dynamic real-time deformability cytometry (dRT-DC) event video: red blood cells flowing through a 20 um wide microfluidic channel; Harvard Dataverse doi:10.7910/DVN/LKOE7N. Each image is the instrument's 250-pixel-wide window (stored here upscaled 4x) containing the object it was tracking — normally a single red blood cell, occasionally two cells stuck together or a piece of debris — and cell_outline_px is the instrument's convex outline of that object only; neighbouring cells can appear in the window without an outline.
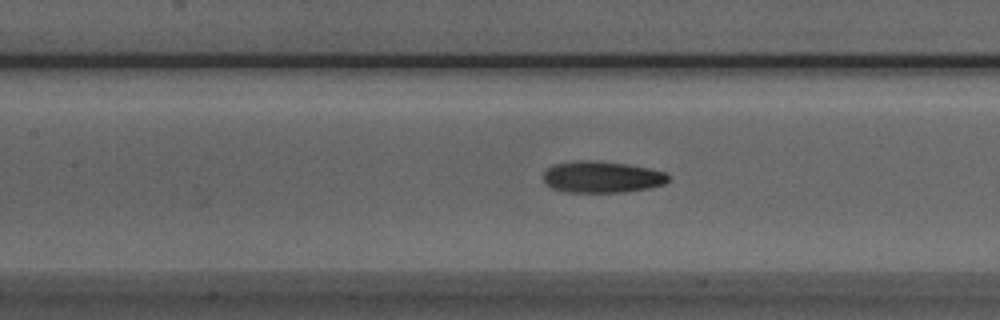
{"species": "Egyptian fruit bat (a non-hibernating species)", "species_latin": "Rousettus aegyptiacus", "temperature_condition": "room temperature", "stored_images_in_passage": 44, "camera_frame_rate_fps": 3000, "um_per_image_px": 0.085, "animal": {"sex": "male"}, "frame": {"image": 1, "passage_image": 22, "time_ms": 7.0, "image_size_px": [1000, 320], "cell_outline_px": [[668, 180], [664, 184], [652, 188], [624, 192], [568, 192], [552, 188], [544, 184], [544, 172], [548, 168], [556, 164], [576, 160], [584, 160], [628, 164], [648, 168], [664, 172], [668, 176]], "centroid_in_image_um": [51.16, 15.05], "position_along_channel_um": 156.2, "area_um2": 22.89}}
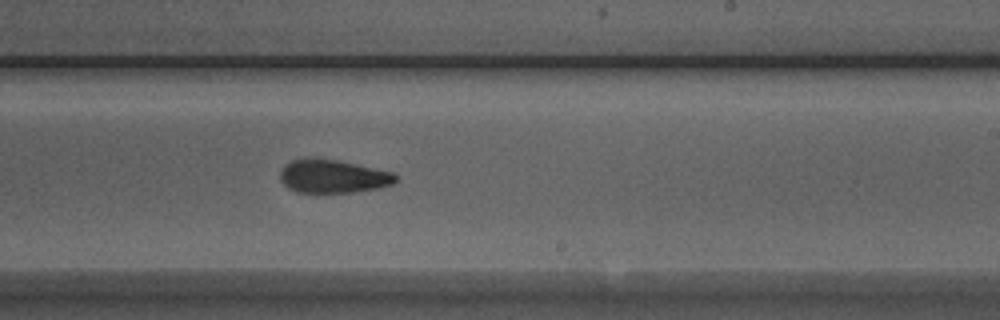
{"frame": {"image": 2, "passage_image": 30, "time_ms": 9.667, "image_size_px": [1000, 320], "cell_outline_px": [[400, 176], [392, 184], [376, 188], [352, 192], [296, 192], [288, 188], [280, 180], [280, 172], [284, 164], [292, 160], [336, 160], [392, 172]], "centroid_in_image_um": [28.3, 15.01], "position_along_channel_um": 260.7, "area_um2": 21.85}}
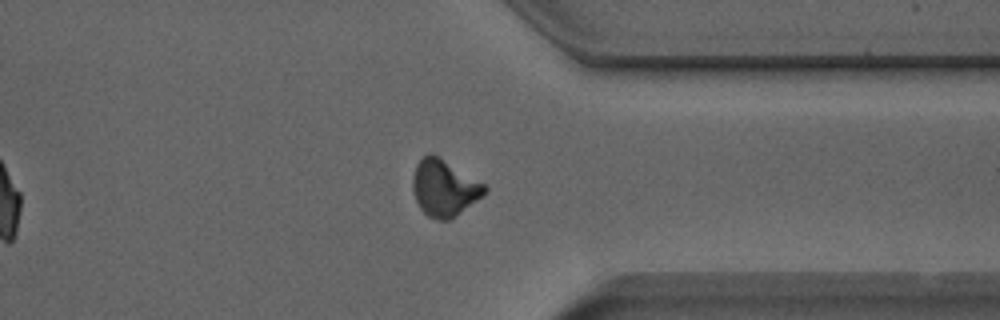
{"frame": {"image": 3, "passage_image": 39, "time_ms": 12.667, "image_size_px": [1000, 320], "cell_outline_px": [[488, 188], [476, 200], [456, 216], [448, 220], [436, 220], [428, 216], [420, 208], [416, 200], [412, 188], [412, 180], [416, 164], [428, 152], [436, 156], [484, 184]], "centroid_in_image_um": [37.71, 16.0], "position_along_channel_um": 373.7, "area_um2": 23.0}, "authors_computed_cell_mechanics": {"area_um2": 22.6287, "velocity_mm_per_s": 3.9325, "shape_relaxation_time_tau1_ms": 9.6157, "shape_relaxation_time_tau2_ms": 3.2643, "deformation_change_tau1": 0.2336, "deformation_change_tau2": 0.1077}}